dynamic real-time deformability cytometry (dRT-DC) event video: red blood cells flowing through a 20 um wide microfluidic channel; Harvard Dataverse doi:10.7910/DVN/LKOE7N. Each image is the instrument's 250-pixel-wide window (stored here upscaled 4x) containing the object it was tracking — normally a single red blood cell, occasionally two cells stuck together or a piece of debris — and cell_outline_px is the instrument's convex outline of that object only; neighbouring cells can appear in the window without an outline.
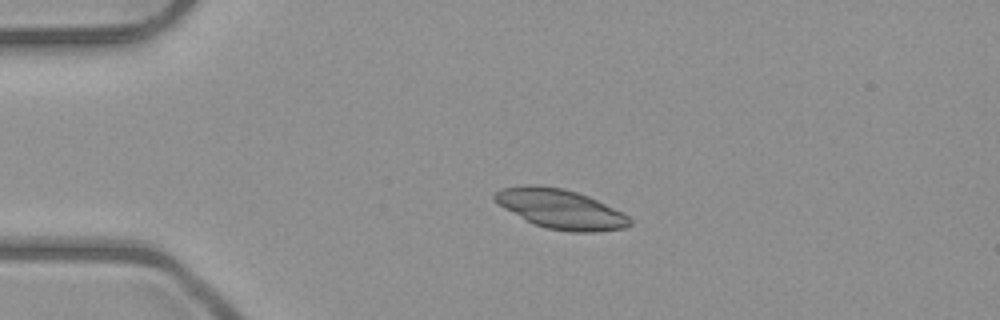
{"species": "common noctule bat (a hibernating species)", "species_latin": "Nyctalus noctula", "temperature_condition": "room temperature", "stored_images_in_passage": 3, "camera_frame_rate_fps": 3000, "um_per_image_px": 0.085, "animal": {"sex": "male", "body_mass_g": 23.1, "forearm_length_mm": 52.7}, "frame": {"image": 1, "passage_image": 2, "time_ms": 2.0, "image_size_px": [1000, 320], "cell_outline_px": [[632, 224], [624, 228], [596, 232], [572, 232], [548, 228], [532, 224], [504, 208], [492, 200], [492, 196], [496, 192], [504, 188], [524, 184], [536, 184], [564, 188], [588, 196], [628, 216], [632, 220]], "centroid_in_image_um": [47.6, 17.76], "position_along_channel_um": 37.4, "area_um2": 31.04}}